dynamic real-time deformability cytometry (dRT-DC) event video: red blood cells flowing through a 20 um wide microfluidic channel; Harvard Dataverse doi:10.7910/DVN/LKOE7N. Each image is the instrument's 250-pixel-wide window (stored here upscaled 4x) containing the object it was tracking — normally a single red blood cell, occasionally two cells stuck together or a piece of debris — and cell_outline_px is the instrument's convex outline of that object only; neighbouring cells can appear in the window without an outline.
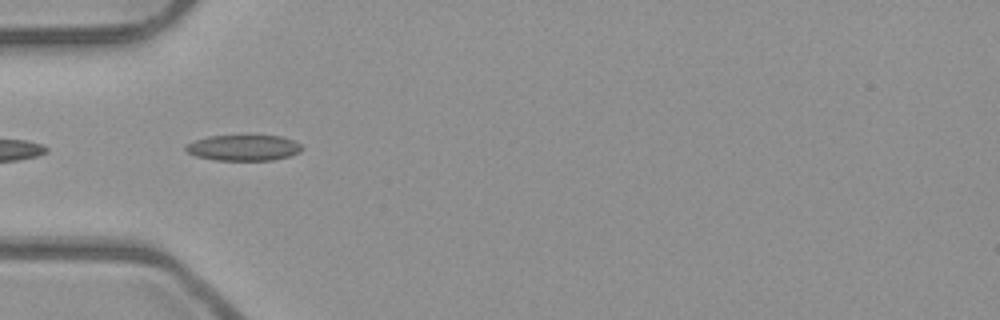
{"species": "common noctule bat (a hibernating species)", "species_latin": "Nyctalus noctula", "temperature_condition": "room temperature", "stored_images_in_passage": 7, "camera_frame_rate_fps": 3000, "um_per_image_px": 0.085, "animal": {"sex": "male", "body_mass_g": 23.1, "forearm_length_mm": 52.7}, "frame": {"image": 1, "passage_image": 5, "time_ms": 1.333, "image_size_px": [1000, 320], "cell_outline_px": [[304, 148], [300, 152], [288, 156], [272, 160], [216, 160], [196, 156], [188, 152], [184, 148], [184, 144], [208, 136], [280, 136], [296, 140]], "centroid_in_image_um": [20.71, 12.56], "position_along_channel_um": 64.3, "area_um2": 17.46}}
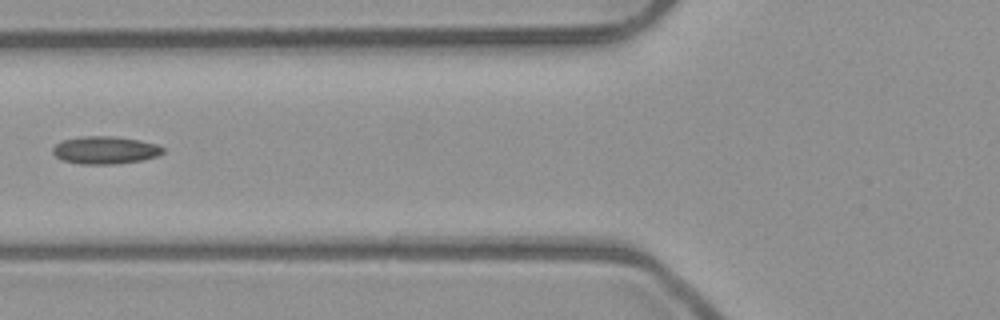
{"frame": {"image": 2, "passage_image": 6, "time_ms": 1.667, "image_size_px": [1000, 320], "cell_outline_px": [[164, 152], [156, 156], [144, 160], [112, 164], [80, 164], [64, 160], [56, 156], [52, 152], [52, 148], [60, 140], [80, 136], [112, 136], [140, 140], [156, 144], [164, 148]], "centroid_in_image_um": [8.92, 12.75], "position_along_channel_um": 116.9, "area_um2": 17.8}}
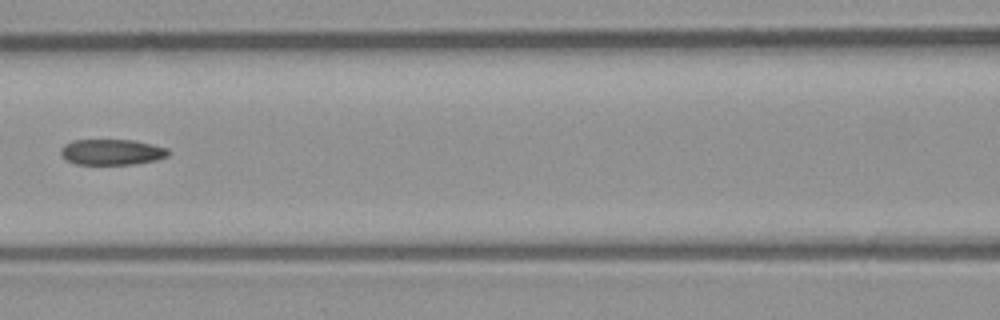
{"frame": {"image": 3, "passage_image": 7, "time_ms": 2.0, "image_size_px": [1000, 320], "cell_outline_px": [[172, 152], [168, 156], [156, 160], [132, 164], [76, 164], [68, 160], [60, 152], [60, 148], [64, 144], [72, 140], [132, 140], [152, 144], [168, 148]], "centroid_in_image_um": [9.54, 12.91], "position_along_channel_um": 157.1, "area_um2": 16.13}}